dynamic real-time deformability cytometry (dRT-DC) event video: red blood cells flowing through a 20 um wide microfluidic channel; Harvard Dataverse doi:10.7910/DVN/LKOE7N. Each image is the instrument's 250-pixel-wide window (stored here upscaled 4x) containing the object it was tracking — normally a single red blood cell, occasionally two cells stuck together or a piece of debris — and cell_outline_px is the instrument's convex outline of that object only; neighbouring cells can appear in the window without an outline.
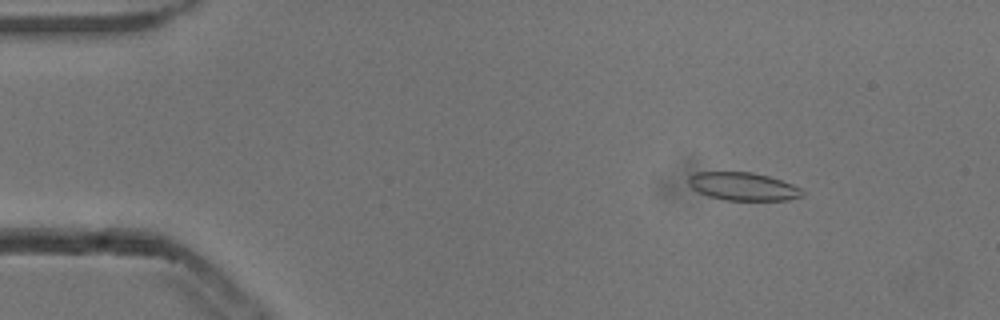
{"species": "common noctule bat (a hibernating species)", "species_latin": "Nyctalus noctula", "temperature_condition": "cold", "stored_images_in_passage": 53, "camera_frame_rate_fps": 3000, "um_per_image_px": 0.085, "animal": {"sex": "male", "body_mass_g": 13.3}, "frame": {"image": 1, "passage_image": 7, "time_ms": 2.0, "image_size_px": [1000, 320], "cell_outline_px": [[804, 196], [788, 200], [724, 200], [708, 196], [692, 188], [688, 184], [688, 176], [696, 172], [752, 172], [768, 176], [792, 184], [800, 188], [804, 192]], "centroid_in_image_um": [63.16, 15.85], "position_along_channel_um": 21.8, "area_um2": 18.61}}
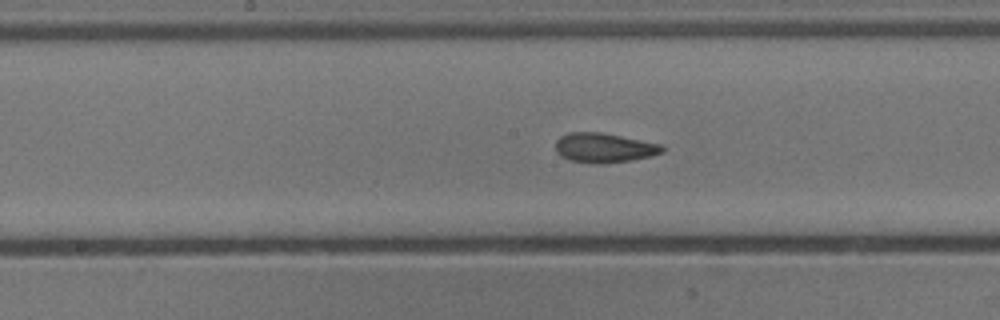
{"frame": {"image": 2, "passage_image": 27, "time_ms": 8.667, "image_size_px": [1000, 320], "cell_outline_px": [[664, 152], [652, 156], [632, 160], [596, 164], [568, 160], [560, 156], [556, 152], [556, 140], [560, 136], [568, 132], [604, 132], [660, 144], [664, 148]], "centroid_in_image_um": [51.33, 12.56], "position_along_channel_um": 196.9, "area_um2": 18.55}}
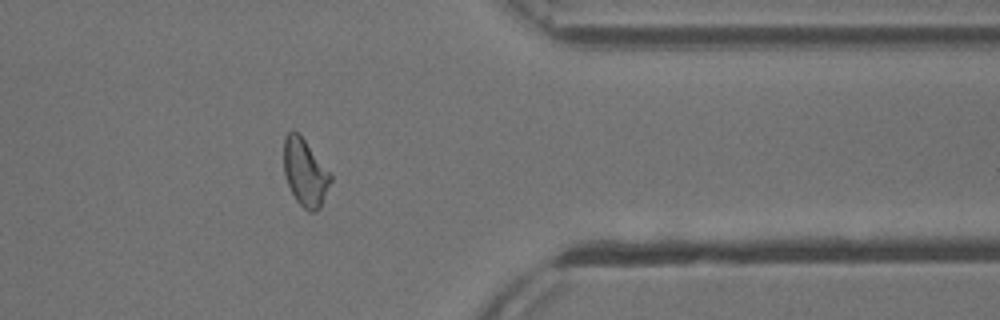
{"frame": {"image": 3, "passage_image": 43, "time_ms": 14.0, "image_size_px": [1000, 320], "cell_outline_px": [[332, 180], [320, 208], [316, 212], [308, 212], [296, 200], [288, 184], [284, 172], [284, 136], [292, 128], [304, 140], [332, 172]], "centroid_in_image_um": [25.96, 14.67], "position_along_channel_um": 385.4, "area_um2": 18.44}, "authors_computed_cell_mechanics": {"area_um2": 18.6116, "velocity_mm_per_s": 3.8361, "shape_relaxation_time_tau1_ms": 8.9792, "shape_relaxation_time_tau2_ms": 2.0792, "deformation_change_tau1": 0.1693, "deformation_change_tau2": 0.0754}}